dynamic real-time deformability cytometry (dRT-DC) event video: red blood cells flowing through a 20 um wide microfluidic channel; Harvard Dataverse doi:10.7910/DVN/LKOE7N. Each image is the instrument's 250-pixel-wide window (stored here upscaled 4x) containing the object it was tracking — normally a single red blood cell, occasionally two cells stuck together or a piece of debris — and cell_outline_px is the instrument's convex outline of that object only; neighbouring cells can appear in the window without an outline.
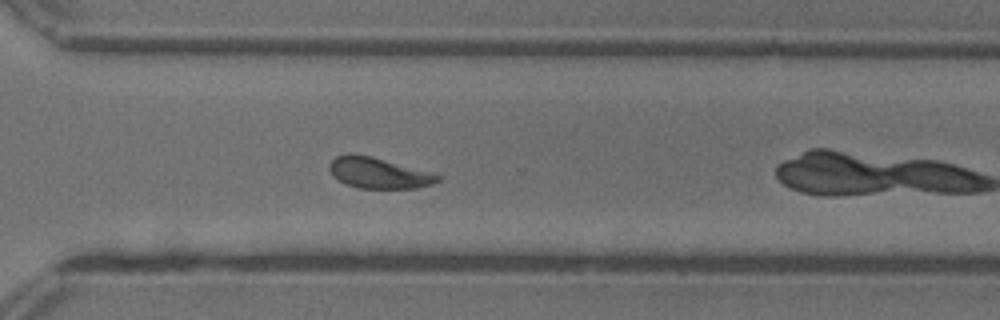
{"species": "common noctule bat (a hibernating species)", "species_latin": "Nyctalus noctula", "temperature_condition": "warm", "stored_images_in_passage": 26, "camera_frame_rate_fps": 3000, "um_per_image_px": 0.085, "animal": {"sex": "female"}, "frame": {"image": 1, "passage_image": 19, "time_ms": 6.0, "image_size_px": [1000, 320], "cell_outline_px": [[440, 180], [432, 184], [416, 188], [356, 188], [344, 184], [332, 176], [328, 168], [328, 164], [336, 156], [348, 152], [352, 152], [372, 156], [432, 172], [440, 176]], "centroid_in_image_um": [32.12, 14.68], "position_along_channel_um": 338.5, "area_um2": 19.83}}